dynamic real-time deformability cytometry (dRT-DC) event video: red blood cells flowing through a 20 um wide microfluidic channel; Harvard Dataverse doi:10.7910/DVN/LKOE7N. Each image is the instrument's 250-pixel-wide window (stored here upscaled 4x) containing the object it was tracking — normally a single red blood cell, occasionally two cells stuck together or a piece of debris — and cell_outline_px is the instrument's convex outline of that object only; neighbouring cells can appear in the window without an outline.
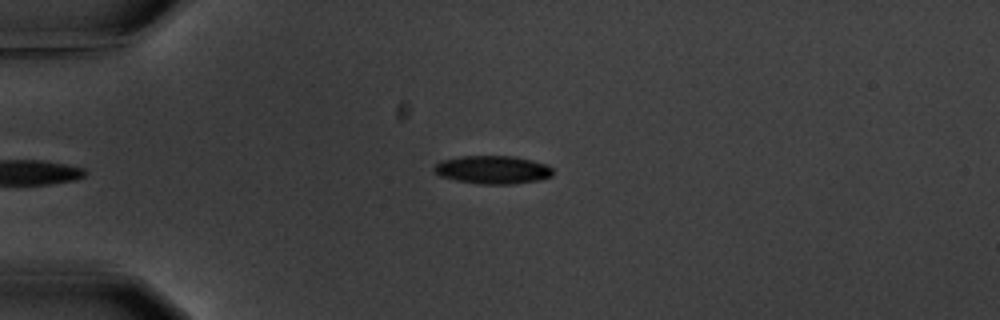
{"species": "common noctule bat (a hibernating species)", "species_latin": "Nyctalus noctula", "temperature_condition": "warm", "stored_images_in_passage": 2, "camera_frame_rate_fps": 3000, "um_per_image_px": 0.085, "animal": {"sex": "male", "body_mass_g": 20.1, "forearm_length_mm": 53.5}, "frame": {"image": 1, "passage_image": 2, "time_ms": 1.333, "image_size_px": [1000, 320], "cell_outline_px": [[552, 176], [540, 180], [512, 184], [480, 184], [456, 180], [440, 176], [432, 168], [440, 160], [460, 156], [512, 156], [532, 160], [548, 164], [552, 168]], "centroid_in_image_um": [41.88, 14.42], "position_along_channel_um": 43.1, "area_um2": 19.59}}